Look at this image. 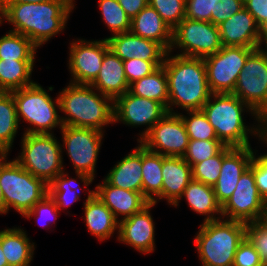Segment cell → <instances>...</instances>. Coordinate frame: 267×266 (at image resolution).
<instances>
[{
	"instance_id": "1",
	"label": "cell",
	"mask_w": 267,
	"mask_h": 266,
	"mask_svg": "<svg viewBox=\"0 0 267 266\" xmlns=\"http://www.w3.org/2000/svg\"><path fill=\"white\" fill-rule=\"evenodd\" d=\"M75 0L43 3L0 4V25L11 24L10 31L29 38L38 48L65 30ZM41 46V47H40Z\"/></svg>"
},
{
	"instance_id": "2",
	"label": "cell",
	"mask_w": 267,
	"mask_h": 266,
	"mask_svg": "<svg viewBox=\"0 0 267 266\" xmlns=\"http://www.w3.org/2000/svg\"><path fill=\"white\" fill-rule=\"evenodd\" d=\"M201 110L214 128L218 140L225 146H251L249 135L258 137L261 142L267 138V124L232 93H212ZM245 112L251 113L257 124L246 125Z\"/></svg>"
},
{
	"instance_id": "3",
	"label": "cell",
	"mask_w": 267,
	"mask_h": 266,
	"mask_svg": "<svg viewBox=\"0 0 267 266\" xmlns=\"http://www.w3.org/2000/svg\"><path fill=\"white\" fill-rule=\"evenodd\" d=\"M163 67L168 85V113L178 114L176 107L183 111L201 110L212 94L204 59L173 55L169 51Z\"/></svg>"
},
{
	"instance_id": "4",
	"label": "cell",
	"mask_w": 267,
	"mask_h": 266,
	"mask_svg": "<svg viewBox=\"0 0 267 266\" xmlns=\"http://www.w3.org/2000/svg\"><path fill=\"white\" fill-rule=\"evenodd\" d=\"M63 126L92 128L104 131L114 124V100L91 85L69 83L59 94Z\"/></svg>"
},
{
	"instance_id": "5",
	"label": "cell",
	"mask_w": 267,
	"mask_h": 266,
	"mask_svg": "<svg viewBox=\"0 0 267 266\" xmlns=\"http://www.w3.org/2000/svg\"><path fill=\"white\" fill-rule=\"evenodd\" d=\"M194 243L201 266H233L235 253L246 237V223L218 219L202 222Z\"/></svg>"
},
{
	"instance_id": "6",
	"label": "cell",
	"mask_w": 267,
	"mask_h": 266,
	"mask_svg": "<svg viewBox=\"0 0 267 266\" xmlns=\"http://www.w3.org/2000/svg\"><path fill=\"white\" fill-rule=\"evenodd\" d=\"M16 105L19 124L29 123L23 134H54L52 130L63 127L58 95L52 99L49 92L39 83L11 92ZM24 119V120H23Z\"/></svg>"
},
{
	"instance_id": "7",
	"label": "cell",
	"mask_w": 267,
	"mask_h": 266,
	"mask_svg": "<svg viewBox=\"0 0 267 266\" xmlns=\"http://www.w3.org/2000/svg\"><path fill=\"white\" fill-rule=\"evenodd\" d=\"M7 156H0V185L5 214L14 208L23 216L48 194V185L25 170L15 159H7Z\"/></svg>"
},
{
	"instance_id": "8",
	"label": "cell",
	"mask_w": 267,
	"mask_h": 266,
	"mask_svg": "<svg viewBox=\"0 0 267 266\" xmlns=\"http://www.w3.org/2000/svg\"><path fill=\"white\" fill-rule=\"evenodd\" d=\"M62 152L54 134H23L20 155L14 159L49 185L64 170Z\"/></svg>"
},
{
	"instance_id": "9",
	"label": "cell",
	"mask_w": 267,
	"mask_h": 266,
	"mask_svg": "<svg viewBox=\"0 0 267 266\" xmlns=\"http://www.w3.org/2000/svg\"><path fill=\"white\" fill-rule=\"evenodd\" d=\"M232 94L267 124V45L255 49L248 56Z\"/></svg>"
},
{
	"instance_id": "10",
	"label": "cell",
	"mask_w": 267,
	"mask_h": 266,
	"mask_svg": "<svg viewBox=\"0 0 267 266\" xmlns=\"http://www.w3.org/2000/svg\"><path fill=\"white\" fill-rule=\"evenodd\" d=\"M178 48L177 55L205 58L222 48L218 26L207 21L184 18L172 30L170 51Z\"/></svg>"
},
{
	"instance_id": "11",
	"label": "cell",
	"mask_w": 267,
	"mask_h": 266,
	"mask_svg": "<svg viewBox=\"0 0 267 266\" xmlns=\"http://www.w3.org/2000/svg\"><path fill=\"white\" fill-rule=\"evenodd\" d=\"M60 132L63 139L61 147L66 149L64 151H67L74 173H83L95 178L96 163L105 133L74 126H63Z\"/></svg>"
},
{
	"instance_id": "12",
	"label": "cell",
	"mask_w": 267,
	"mask_h": 266,
	"mask_svg": "<svg viewBox=\"0 0 267 266\" xmlns=\"http://www.w3.org/2000/svg\"><path fill=\"white\" fill-rule=\"evenodd\" d=\"M255 48L222 46L204 59L207 81L212 93H233L238 75Z\"/></svg>"
},
{
	"instance_id": "13",
	"label": "cell",
	"mask_w": 267,
	"mask_h": 266,
	"mask_svg": "<svg viewBox=\"0 0 267 266\" xmlns=\"http://www.w3.org/2000/svg\"><path fill=\"white\" fill-rule=\"evenodd\" d=\"M222 217L245 223L267 217V202L259 194L252 163L241 175L232 196L222 206Z\"/></svg>"
},
{
	"instance_id": "14",
	"label": "cell",
	"mask_w": 267,
	"mask_h": 266,
	"mask_svg": "<svg viewBox=\"0 0 267 266\" xmlns=\"http://www.w3.org/2000/svg\"><path fill=\"white\" fill-rule=\"evenodd\" d=\"M189 140L180 115L167 113L139 142L151 152L163 156L183 157Z\"/></svg>"
},
{
	"instance_id": "15",
	"label": "cell",
	"mask_w": 267,
	"mask_h": 266,
	"mask_svg": "<svg viewBox=\"0 0 267 266\" xmlns=\"http://www.w3.org/2000/svg\"><path fill=\"white\" fill-rule=\"evenodd\" d=\"M167 113V108L160 102L138 97L129 91L114 100V123L121 122L133 128L146 126L139 134L138 142Z\"/></svg>"
},
{
	"instance_id": "16",
	"label": "cell",
	"mask_w": 267,
	"mask_h": 266,
	"mask_svg": "<svg viewBox=\"0 0 267 266\" xmlns=\"http://www.w3.org/2000/svg\"><path fill=\"white\" fill-rule=\"evenodd\" d=\"M68 69L70 83L90 85L98 76L105 53L110 49L108 40L76 39L69 43Z\"/></svg>"
},
{
	"instance_id": "17",
	"label": "cell",
	"mask_w": 267,
	"mask_h": 266,
	"mask_svg": "<svg viewBox=\"0 0 267 266\" xmlns=\"http://www.w3.org/2000/svg\"><path fill=\"white\" fill-rule=\"evenodd\" d=\"M149 203L140 212L119 221L117 240L139 253L150 254L155 251V224L151 209L155 206Z\"/></svg>"
},
{
	"instance_id": "18",
	"label": "cell",
	"mask_w": 267,
	"mask_h": 266,
	"mask_svg": "<svg viewBox=\"0 0 267 266\" xmlns=\"http://www.w3.org/2000/svg\"><path fill=\"white\" fill-rule=\"evenodd\" d=\"M222 46L258 49L266 45L264 32L245 7L218 25Z\"/></svg>"
},
{
	"instance_id": "19",
	"label": "cell",
	"mask_w": 267,
	"mask_h": 266,
	"mask_svg": "<svg viewBox=\"0 0 267 266\" xmlns=\"http://www.w3.org/2000/svg\"><path fill=\"white\" fill-rule=\"evenodd\" d=\"M254 156L251 146L233 147L224 157L220 176L213 186L221 207L232 196L241 175L249 168Z\"/></svg>"
},
{
	"instance_id": "20",
	"label": "cell",
	"mask_w": 267,
	"mask_h": 266,
	"mask_svg": "<svg viewBox=\"0 0 267 266\" xmlns=\"http://www.w3.org/2000/svg\"><path fill=\"white\" fill-rule=\"evenodd\" d=\"M110 49L123 61L138 58L146 61H164L167 51L157 42L142 38L131 31L106 38Z\"/></svg>"
},
{
	"instance_id": "21",
	"label": "cell",
	"mask_w": 267,
	"mask_h": 266,
	"mask_svg": "<svg viewBox=\"0 0 267 266\" xmlns=\"http://www.w3.org/2000/svg\"><path fill=\"white\" fill-rule=\"evenodd\" d=\"M102 182L94 188L95 195L111 210L118 221L140 212L150 203L142 193L115 187L105 179Z\"/></svg>"
},
{
	"instance_id": "22",
	"label": "cell",
	"mask_w": 267,
	"mask_h": 266,
	"mask_svg": "<svg viewBox=\"0 0 267 266\" xmlns=\"http://www.w3.org/2000/svg\"><path fill=\"white\" fill-rule=\"evenodd\" d=\"M85 192L87 198L83 204L84 221L86 227L93 237L99 241L110 239L114 232L119 231V221L111 210L95 195V190Z\"/></svg>"
},
{
	"instance_id": "23",
	"label": "cell",
	"mask_w": 267,
	"mask_h": 266,
	"mask_svg": "<svg viewBox=\"0 0 267 266\" xmlns=\"http://www.w3.org/2000/svg\"><path fill=\"white\" fill-rule=\"evenodd\" d=\"M90 85L113 100L129 90L123 60L111 49L105 53L98 76Z\"/></svg>"
},
{
	"instance_id": "24",
	"label": "cell",
	"mask_w": 267,
	"mask_h": 266,
	"mask_svg": "<svg viewBox=\"0 0 267 266\" xmlns=\"http://www.w3.org/2000/svg\"><path fill=\"white\" fill-rule=\"evenodd\" d=\"M138 143L132 152L122 157L107 173L104 179L110 185L142 193V144Z\"/></svg>"
},
{
	"instance_id": "25",
	"label": "cell",
	"mask_w": 267,
	"mask_h": 266,
	"mask_svg": "<svg viewBox=\"0 0 267 266\" xmlns=\"http://www.w3.org/2000/svg\"><path fill=\"white\" fill-rule=\"evenodd\" d=\"M162 175V200L171 206L193 179L192 167L183 157L163 156Z\"/></svg>"
},
{
	"instance_id": "26",
	"label": "cell",
	"mask_w": 267,
	"mask_h": 266,
	"mask_svg": "<svg viewBox=\"0 0 267 266\" xmlns=\"http://www.w3.org/2000/svg\"><path fill=\"white\" fill-rule=\"evenodd\" d=\"M183 198L187 201V205H189L191 210L197 214L206 216L203 222L223 218L222 207L217 201L213 186L192 179L184 189L182 195L172 206H179Z\"/></svg>"
},
{
	"instance_id": "27",
	"label": "cell",
	"mask_w": 267,
	"mask_h": 266,
	"mask_svg": "<svg viewBox=\"0 0 267 266\" xmlns=\"http://www.w3.org/2000/svg\"><path fill=\"white\" fill-rule=\"evenodd\" d=\"M130 31L142 38L159 43L167 52L172 44V29L149 4L132 20Z\"/></svg>"
},
{
	"instance_id": "28",
	"label": "cell",
	"mask_w": 267,
	"mask_h": 266,
	"mask_svg": "<svg viewBox=\"0 0 267 266\" xmlns=\"http://www.w3.org/2000/svg\"><path fill=\"white\" fill-rule=\"evenodd\" d=\"M0 244L8 266H30L35 243L31 242L24 229L12 227L0 230Z\"/></svg>"
},
{
	"instance_id": "29",
	"label": "cell",
	"mask_w": 267,
	"mask_h": 266,
	"mask_svg": "<svg viewBox=\"0 0 267 266\" xmlns=\"http://www.w3.org/2000/svg\"><path fill=\"white\" fill-rule=\"evenodd\" d=\"M87 188L93 183L94 178L87 174L76 173V178H70L69 173L63 170L49 185L48 194L55 201L58 209L61 211L64 208H69L74 202L80 199V184Z\"/></svg>"
},
{
	"instance_id": "30",
	"label": "cell",
	"mask_w": 267,
	"mask_h": 266,
	"mask_svg": "<svg viewBox=\"0 0 267 266\" xmlns=\"http://www.w3.org/2000/svg\"><path fill=\"white\" fill-rule=\"evenodd\" d=\"M163 155L151 152L142 145V194L157 204L162 199Z\"/></svg>"
},
{
	"instance_id": "31",
	"label": "cell",
	"mask_w": 267,
	"mask_h": 266,
	"mask_svg": "<svg viewBox=\"0 0 267 266\" xmlns=\"http://www.w3.org/2000/svg\"><path fill=\"white\" fill-rule=\"evenodd\" d=\"M35 60H0V92H12L30 86Z\"/></svg>"
},
{
	"instance_id": "32",
	"label": "cell",
	"mask_w": 267,
	"mask_h": 266,
	"mask_svg": "<svg viewBox=\"0 0 267 266\" xmlns=\"http://www.w3.org/2000/svg\"><path fill=\"white\" fill-rule=\"evenodd\" d=\"M19 121L11 92H0V152L8 154L18 133Z\"/></svg>"
},
{
	"instance_id": "33",
	"label": "cell",
	"mask_w": 267,
	"mask_h": 266,
	"mask_svg": "<svg viewBox=\"0 0 267 266\" xmlns=\"http://www.w3.org/2000/svg\"><path fill=\"white\" fill-rule=\"evenodd\" d=\"M128 91L138 97L156 100L168 110L167 76L163 66L159 67L152 74L130 84Z\"/></svg>"
},
{
	"instance_id": "34",
	"label": "cell",
	"mask_w": 267,
	"mask_h": 266,
	"mask_svg": "<svg viewBox=\"0 0 267 266\" xmlns=\"http://www.w3.org/2000/svg\"><path fill=\"white\" fill-rule=\"evenodd\" d=\"M39 49L29 38L7 31L0 37V60H35Z\"/></svg>"
},
{
	"instance_id": "35",
	"label": "cell",
	"mask_w": 267,
	"mask_h": 266,
	"mask_svg": "<svg viewBox=\"0 0 267 266\" xmlns=\"http://www.w3.org/2000/svg\"><path fill=\"white\" fill-rule=\"evenodd\" d=\"M98 2L102 20L112 35L130 31L131 19L117 0H98Z\"/></svg>"
},
{
	"instance_id": "36",
	"label": "cell",
	"mask_w": 267,
	"mask_h": 266,
	"mask_svg": "<svg viewBox=\"0 0 267 266\" xmlns=\"http://www.w3.org/2000/svg\"><path fill=\"white\" fill-rule=\"evenodd\" d=\"M187 116L178 113L182 118L190 140H218L214 128L202 110L185 111Z\"/></svg>"
},
{
	"instance_id": "37",
	"label": "cell",
	"mask_w": 267,
	"mask_h": 266,
	"mask_svg": "<svg viewBox=\"0 0 267 266\" xmlns=\"http://www.w3.org/2000/svg\"><path fill=\"white\" fill-rule=\"evenodd\" d=\"M232 148L225 146L217 155L195 164L192 167L193 180L214 186L220 176L223 157Z\"/></svg>"
},
{
	"instance_id": "38",
	"label": "cell",
	"mask_w": 267,
	"mask_h": 266,
	"mask_svg": "<svg viewBox=\"0 0 267 266\" xmlns=\"http://www.w3.org/2000/svg\"><path fill=\"white\" fill-rule=\"evenodd\" d=\"M224 147L225 145L219 140H189L183 158L193 167L195 164L217 155Z\"/></svg>"
},
{
	"instance_id": "39",
	"label": "cell",
	"mask_w": 267,
	"mask_h": 266,
	"mask_svg": "<svg viewBox=\"0 0 267 266\" xmlns=\"http://www.w3.org/2000/svg\"><path fill=\"white\" fill-rule=\"evenodd\" d=\"M148 4L172 30L185 18L186 0H148Z\"/></svg>"
},
{
	"instance_id": "40",
	"label": "cell",
	"mask_w": 267,
	"mask_h": 266,
	"mask_svg": "<svg viewBox=\"0 0 267 266\" xmlns=\"http://www.w3.org/2000/svg\"><path fill=\"white\" fill-rule=\"evenodd\" d=\"M246 238L258 252L263 266H267V217L247 222Z\"/></svg>"
},
{
	"instance_id": "41",
	"label": "cell",
	"mask_w": 267,
	"mask_h": 266,
	"mask_svg": "<svg viewBox=\"0 0 267 266\" xmlns=\"http://www.w3.org/2000/svg\"><path fill=\"white\" fill-rule=\"evenodd\" d=\"M60 210L55 201L47 194L41 201L37 202L31 210L27 211L23 217L31 219L36 217L37 224L44 228L50 227L49 224L55 223Z\"/></svg>"
},
{
	"instance_id": "42",
	"label": "cell",
	"mask_w": 267,
	"mask_h": 266,
	"mask_svg": "<svg viewBox=\"0 0 267 266\" xmlns=\"http://www.w3.org/2000/svg\"><path fill=\"white\" fill-rule=\"evenodd\" d=\"M164 61H146L138 58L123 61L124 71L128 84H132L141 78L152 74Z\"/></svg>"
},
{
	"instance_id": "43",
	"label": "cell",
	"mask_w": 267,
	"mask_h": 266,
	"mask_svg": "<svg viewBox=\"0 0 267 266\" xmlns=\"http://www.w3.org/2000/svg\"><path fill=\"white\" fill-rule=\"evenodd\" d=\"M216 0H186L185 18L211 22Z\"/></svg>"
},
{
	"instance_id": "44",
	"label": "cell",
	"mask_w": 267,
	"mask_h": 266,
	"mask_svg": "<svg viewBox=\"0 0 267 266\" xmlns=\"http://www.w3.org/2000/svg\"><path fill=\"white\" fill-rule=\"evenodd\" d=\"M262 143L266 144L267 147V138ZM257 151L254 150V156L251 160L253 174L259 194L267 202V153L258 155Z\"/></svg>"
},
{
	"instance_id": "45",
	"label": "cell",
	"mask_w": 267,
	"mask_h": 266,
	"mask_svg": "<svg viewBox=\"0 0 267 266\" xmlns=\"http://www.w3.org/2000/svg\"><path fill=\"white\" fill-rule=\"evenodd\" d=\"M233 266H263L258 252L246 237L236 250Z\"/></svg>"
},
{
	"instance_id": "46",
	"label": "cell",
	"mask_w": 267,
	"mask_h": 266,
	"mask_svg": "<svg viewBox=\"0 0 267 266\" xmlns=\"http://www.w3.org/2000/svg\"><path fill=\"white\" fill-rule=\"evenodd\" d=\"M244 7V0H216L215 14H211V23L218 26Z\"/></svg>"
},
{
	"instance_id": "47",
	"label": "cell",
	"mask_w": 267,
	"mask_h": 266,
	"mask_svg": "<svg viewBox=\"0 0 267 266\" xmlns=\"http://www.w3.org/2000/svg\"><path fill=\"white\" fill-rule=\"evenodd\" d=\"M244 7L255 18L257 25L267 30V0H244Z\"/></svg>"
},
{
	"instance_id": "48",
	"label": "cell",
	"mask_w": 267,
	"mask_h": 266,
	"mask_svg": "<svg viewBox=\"0 0 267 266\" xmlns=\"http://www.w3.org/2000/svg\"><path fill=\"white\" fill-rule=\"evenodd\" d=\"M132 20L144 7L148 5V0H117Z\"/></svg>"
},
{
	"instance_id": "49",
	"label": "cell",
	"mask_w": 267,
	"mask_h": 266,
	"mask_svg": "<svg viewBox=\"0 0 267 266\" xmlns=\"http://www.w3.org/2000/svg\"><path fill=\"white\" fill-rule=\"evenodd\" d=\"M51 0H0V4L43 3Z\"/></svg>"
},
{
	"instance_id": "50",
	"label": "cell",
	"mask_w": 267,
	"mask_h": 266,
	"mask_svg": "<svg viewBox=\"0 0 267 266\" xmlns=\"http://www.w3.org/2000/svg\"><path fill=\"white\" fill-rule=\"evenodd\" d=\"M2 214H5V204H4L3 192L0 185V215Z\"/></svg>"
},
{
	"instance_id": "51",
	"label": "cell",
	"mask_w": 267,
	"mask_h": 266,
	"mask_svg": "<svg viewBox=\"0 0 267 266\" xmlns=\"http://www.w3.org/2000/svg\"><path fill=\"white\" fill-rule=\"evenodd\" d=\"M0 266H8V262L5 258L4 253H3L1 244H0Z\"/></svg>"
},
{
	"instance_id": "52",
	"label": "cell",
	"mask_w": 267,
	"mask_h": 266,
	"mask_svg": "<svg viewBox=\"0 0 267 266\" xmlns=\"http://www.w3.org/2000/svg\"><path fill=\"white\" fill-rule=\"evenodd\" d=\"M264 37H265V42H266V45H267V30L264 32Z\"/></svg>"
}]
</instances>
